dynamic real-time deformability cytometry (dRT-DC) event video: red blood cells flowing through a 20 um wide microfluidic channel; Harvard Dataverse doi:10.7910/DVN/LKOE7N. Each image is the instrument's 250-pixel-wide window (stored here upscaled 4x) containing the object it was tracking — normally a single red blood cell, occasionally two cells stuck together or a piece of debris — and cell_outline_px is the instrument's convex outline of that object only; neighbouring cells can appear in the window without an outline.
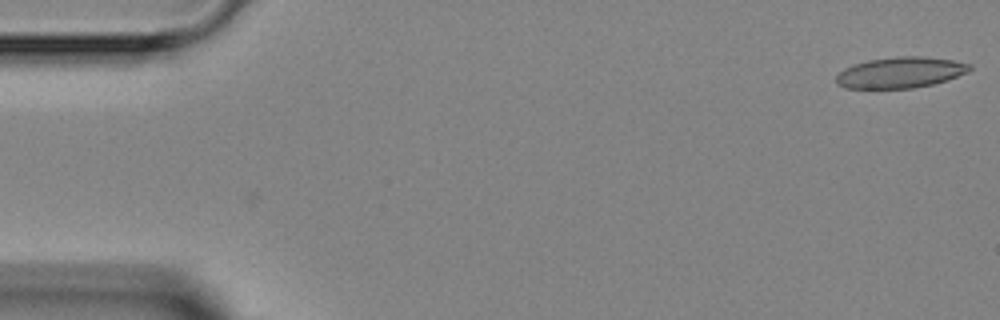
{"species": "Egyptian fruit bat (a non-hibernating species)", "species_latin": "Rousettus aegyptiacus", "temperature_condition": "room temperature", "stored_images_in_passage": 4, "camera_frame_rate_fps": 3000, "um_per_image_px": 0.085, "animal": {"sex": "female"}, "frame": {"image": 1, "passage_image": 1, "time_ms": 0.0, "image_size_px": [1000, 320], "cell_outline_px": [[972, 68], [968, 72], [948, 80], [932, 84], [912, 88], [844, 88], [836, 84], [836, 76], [844, 68], [868, 60], [896, 56], [924, 56], [952, 60], [972, 64]], "centroid_in_image_um": [76.55, 6.16], "position_along_channel_um": 8.4, "area_um2": 24.1}}
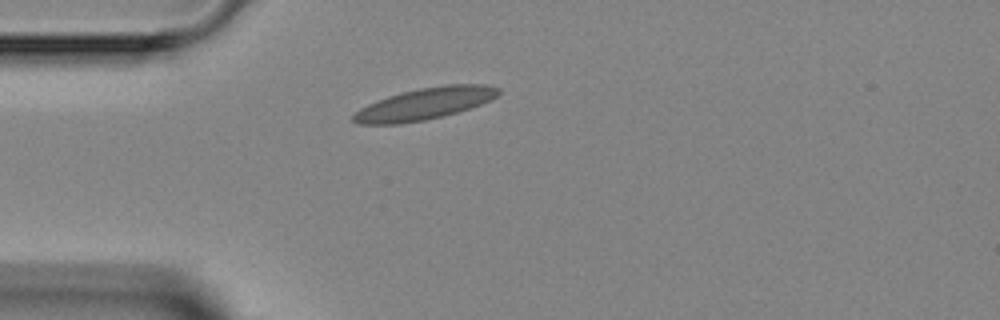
{"frame": {"image": 2, "passage_image": 4, "time_ms": 3.667, "image_size_px": [1000, 320], "cell_outline_px": [[500, 92], [492, 100], [472, 108], [424, 120], [400, 124], [356, 124], [352, 120], [352, 116], [360, 108], [368, 104], [388, 96], [420, 88], [444, 84], [488, 84], [500, 88]], "centroid_in_image_um": [36.13, 8.81], "position_along_channel_um": 48.9, "area_um2": 26.82}}